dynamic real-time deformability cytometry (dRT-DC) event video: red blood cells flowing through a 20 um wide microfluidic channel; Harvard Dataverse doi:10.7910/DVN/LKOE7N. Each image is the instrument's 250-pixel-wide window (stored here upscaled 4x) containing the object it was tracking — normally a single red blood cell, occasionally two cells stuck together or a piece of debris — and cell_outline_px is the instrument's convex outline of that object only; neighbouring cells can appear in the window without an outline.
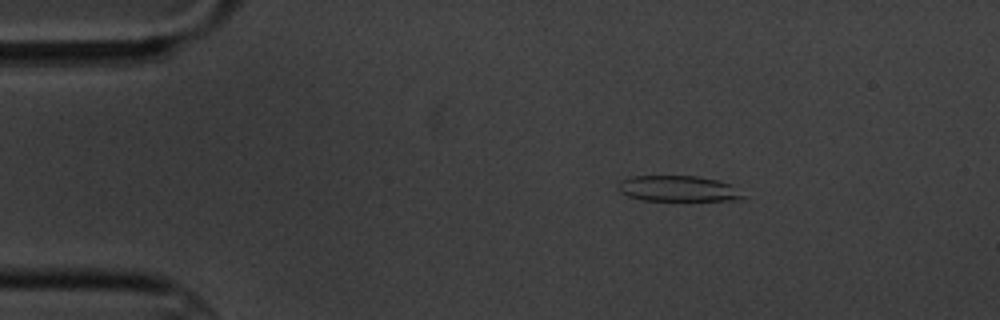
{"species": "common noctule bat (a hibernating species)", "species_latin": "Nyctalus noctula", "temperature_condition": "cold", "stored_images_in_passage": 4, "camera_frame_rate_fps": 3000, "um_per_image_px": 0.085, "animal": {"sex": "male", "body_mass_g": 20.1, "forearm_length_mm": 53.5}, "frame": {"image": 1, "passage_image": 2, "time_ms": 1.0, "image_size_px": [1000, 320], "cell_outline_px": [[744, 196], [740, 200], [640, 200], [628, 196], [620, 192], [620, 180], [632, 176], [696, 176], [716, 180], [728, 184]], "centroid_in_image_um": [57.59, 16.03], "position_along_channel_um": 27.4, "area_um2": 18.32}}